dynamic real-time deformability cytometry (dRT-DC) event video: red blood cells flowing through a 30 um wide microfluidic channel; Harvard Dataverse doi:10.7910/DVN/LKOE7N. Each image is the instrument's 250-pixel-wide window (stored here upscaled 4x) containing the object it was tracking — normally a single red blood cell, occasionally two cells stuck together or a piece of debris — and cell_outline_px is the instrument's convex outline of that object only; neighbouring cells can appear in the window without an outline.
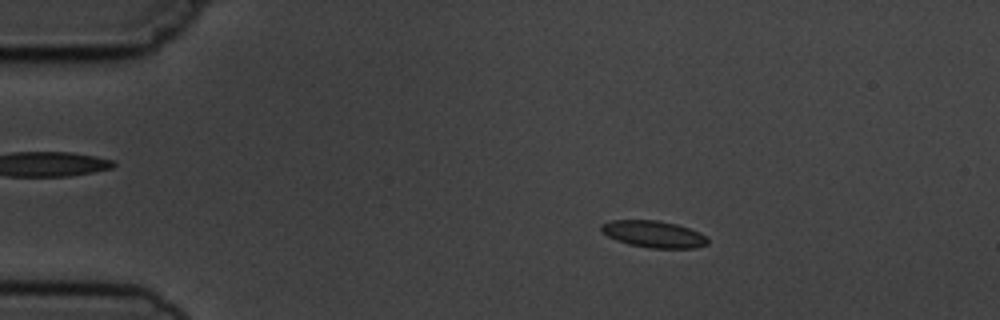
{"species": "common noctule bat (a hibernating species)", "species_latin": "Nyctalus noctula", "temperature_condition": "cold", "stored_images_in_passage": 5, "camera_frame_rate_fps": 3000, "um_per_image_px": 0.085, "animal": {"sex": "male", "body_mass_g": 19.5, "forearm_length_mm": 54.6}, "frame": {"image": 1, "passage_image": 2, "time_ms": 1.333, "image_size_px": [1000, 320], "cell_outline_px": [[708, 244], [696, 248], [648, 248], [628, 244], [616, 240], [608, 236], [600, 228], [600, 224], [612, 220], [656, 220], [676, 224], [700, 232], [708, 236]], "centroid_in_image_um": [55.58, 19.9], "position_along_channel_um": 29.4, "area_um2": 16.7}}
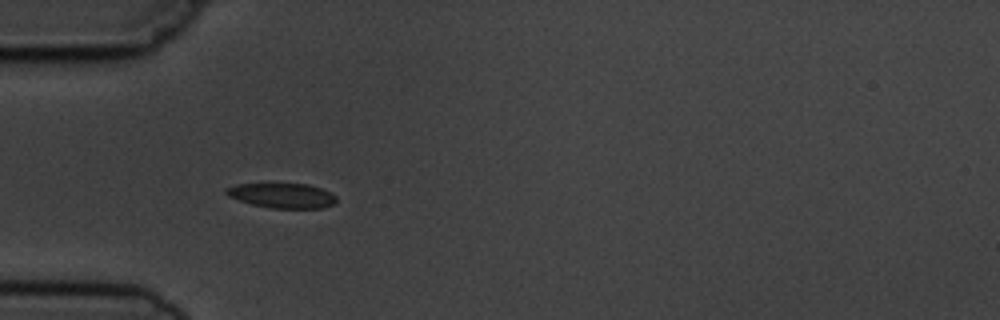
{"frame": {"image": 2, "passage_image": 4, "time_ms": 3.667, "image_size_px": [1000, 320], "cell_outline_px": [[336, 204], [320, 208], [272, 208], [252, 204], [228, 196], [224, 192], [224, 188], [236, 184], [308, 184], [320, 188], [336, 196]], "centroid_in_image_um": [23.97, 16.62], "position_along_channel_um": 61.0, "area_um2": 15.84}}
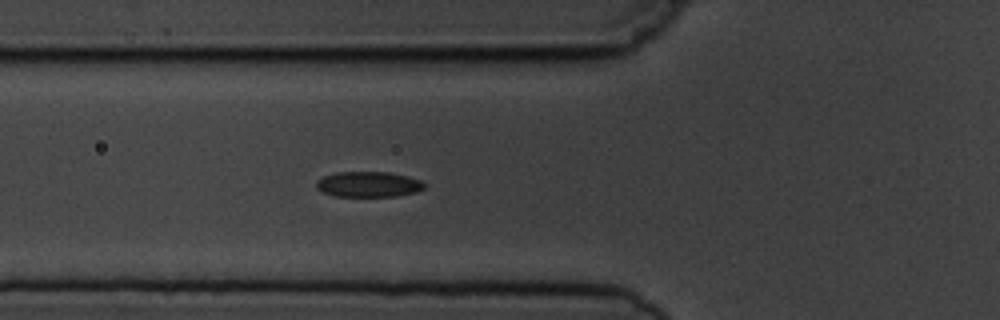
{"frame": {"image": 3, "passage_image": 5, "time_ms": 4.667, "image_size_px": [1000, 320], "cell_outline_px": [[428, 184], [424, 188], [416, 192], [396, 196], [336, 196], [324, 192], [316, 188], [316, 180], [324, 176], [336, 172], [388, 172], [408, 176], [420, 180]], "centroid_in_image_um": [31.34, 15.66], "position_along_channel_um": 94.5, "area_um2": 16.07}}